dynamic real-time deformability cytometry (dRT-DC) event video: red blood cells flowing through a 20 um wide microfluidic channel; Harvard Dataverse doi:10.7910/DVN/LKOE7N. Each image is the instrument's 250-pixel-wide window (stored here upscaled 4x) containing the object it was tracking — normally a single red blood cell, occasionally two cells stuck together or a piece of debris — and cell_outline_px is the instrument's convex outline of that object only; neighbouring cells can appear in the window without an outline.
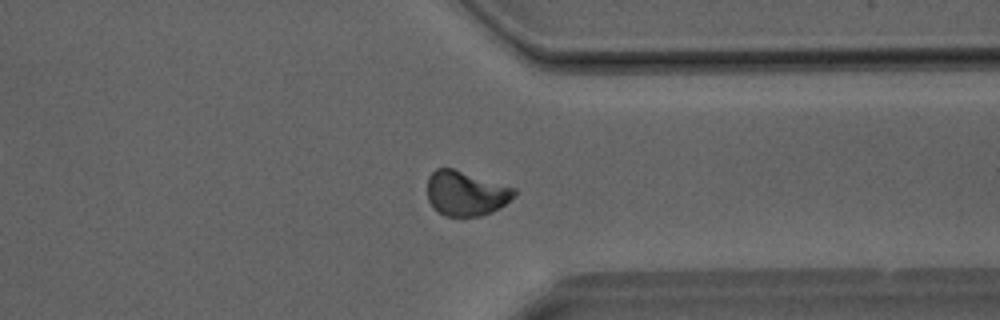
{"species": "Egyptian fruit bat (a non-hibernating species)", "species_latin": "Rousettus aegyptiacus", "temperature_condition": "room temperature", "stored_images_in_passage": 40, "camera_frame_rate_fps": 3000, "um_per_image_px": 0.085, "animal": {"sex": "male"}, "frame": {"image": 1, "passage_image": 31, "time_ms": 10.0, "image_size_px": [1000, 320], "cell_outline_px": [[520, 192], [516, 196], [500, 208], [492, 212], [480, 216], [444, 216], [428, 200], [428, 176], [436, 168], [452, 168], [516, 188]], "centroid_in_image_um": [39.65, 16.43], "position_along_channel_um": 371.8, "area_um2": 22.72}}
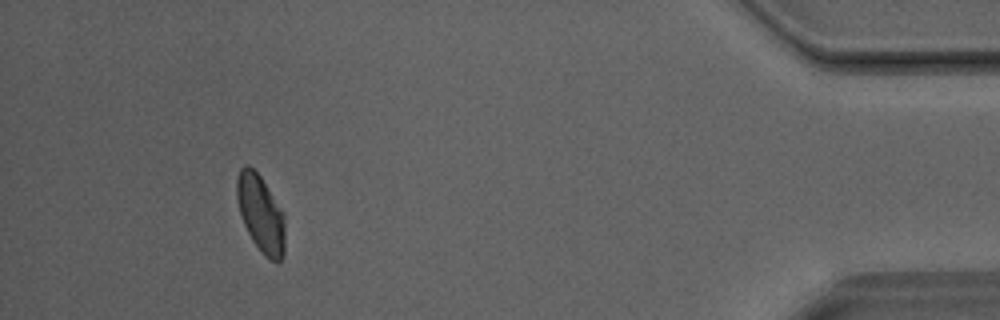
{"frame": {"image": 2, "passage_image": 37, "time_ms": 12.0, "image_size_px": [1000, 320], "cell_outline_px": [[284, 252], [280, 260], [268, 260], [264, 256], [252, 240], [240, 216], [236, 196], [236, 180], [240, 168], [244, 164], [248, 164], [260, 176], [284, 212]], "centroid_in_image_um": [22.14, 18.14], "position_along_channel_um": 413.1, "area_um2": 21.68}}